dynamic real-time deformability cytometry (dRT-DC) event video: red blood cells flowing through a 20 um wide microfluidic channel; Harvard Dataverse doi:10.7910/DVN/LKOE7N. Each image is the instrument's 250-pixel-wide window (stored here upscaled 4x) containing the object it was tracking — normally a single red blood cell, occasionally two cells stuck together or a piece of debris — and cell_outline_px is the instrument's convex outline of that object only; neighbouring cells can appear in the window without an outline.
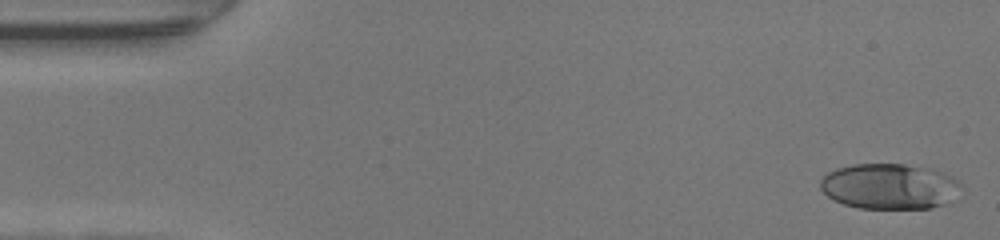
{"species": "human", "species_latin": "Homo sapiens", "temperature_condition": "warm", "stored_images_in_passage": 47, "camera_frame_rate_fps": 3000, "um_per_image_px": 0.085, "donor": {"sex": "female"}, "frame": {"image": 1, "passage_image": 1, "time_ms": 0.0, "image_size_px": [1000, 240], "cell_outline_px": [[964, 188], [944, 204], [932, 208], [860, 208], [844, 204], [832, 200], [820, 188], [820, 180], [828, 172], [836, 168], [852, 164], [904, 164], [932, 168], [944, 172], [960, 180]], "centroid_in_image_um": [75.64, 15.83], "position_along_channel_um": 9.4, "area_um2": 37.74}}
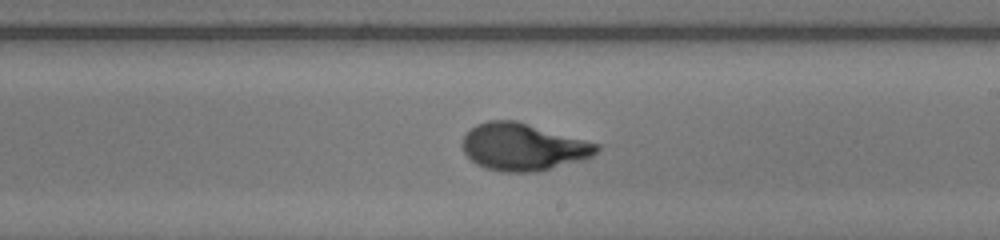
{"frame": {"image": 2, "passage_image": 27, "time_ms": 8.667, "image_size_px": [1000, 240], "cell_outline_px": [[600, 148], [592, 156], [580, 160], [540, 172], [500, 172], [484, 168], [476, 164], [464, 152], [460, 144], [464, 136], [476, 124], [488, 120], [516, 120], [600, 144]], "centroid_in_image_um": [44.44, 12.49], "position_along_channel_um": 244.6, "area_um2": 37.11}}
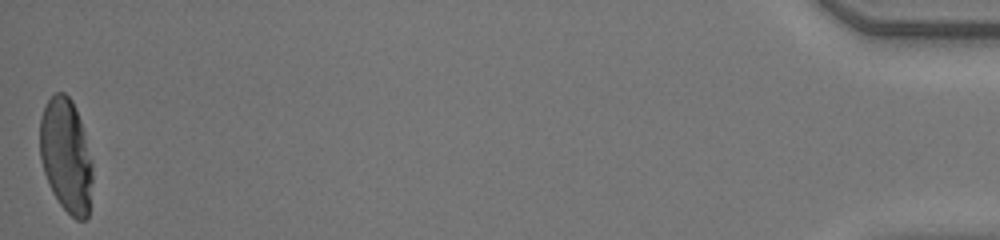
{"frame": {"image": 3, "passage_image": 47, "time_ms": 15.333, "image_size_px": [1000, 240], "cell_outline_px": [[92, 180], [88, 216], [84, 220], [76, 220], [60, 204], [52, 192], [48, 184], [40, 160], [40, 116], [44, 104], [56, 92], [64, 92], [72, 100], [76, 108], [84, 132], [92, 160]], "centroid_in_image_um": [5.61, 13.2], "position_along_channel_um": 429.6, "area_um2": 35.14}, "authors_computed_cell_mechanics": {"area_um2": 36.125, "velocity_mm_per_s": 4.3238, "shape_relaxation_time_tau1_ms": 6.3018, "shape_relaxation_time_tau2_ms": null, "deformation_change_tau1": 0.3121, "deformation_change_tau2": null}}